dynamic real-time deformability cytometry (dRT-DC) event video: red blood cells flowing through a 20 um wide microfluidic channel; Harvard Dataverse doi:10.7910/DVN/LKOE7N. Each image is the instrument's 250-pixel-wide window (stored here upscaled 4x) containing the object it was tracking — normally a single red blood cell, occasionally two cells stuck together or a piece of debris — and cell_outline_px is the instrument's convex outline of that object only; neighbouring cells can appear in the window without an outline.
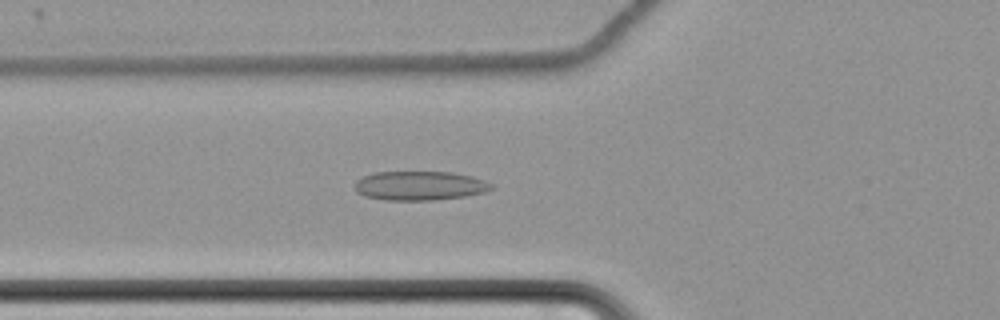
{"species": "common noctule bat (a hibernating species)", "species_latin": "Nyctalus noctula", "temperature_condition": "cold", "stored_images_in_passage": 63, "camera_frame_rate_fps": 3000, "um_per_image_px": 0.085, "animal": {"sex": "female", "body_mass_g": 22.7, "forearm_length_mm": 54.2}, "frame": {"image": 1, "passage_image": 26, "time_ms": 8.333, "image_size_px": [1000, 320], "cell_outline_px": [[496, 184], [492, 188], [484, 192], [464, 196], [432, 200], [384, 200], [364, 196], [356, 192], [356, 180], [364, 176], [376, 172], [452, 172], [472, 176]], "centroid_in_image_um": [35.69, 15.78], "position_along_channel_um": 90.1, "area_um2": 23.18}}
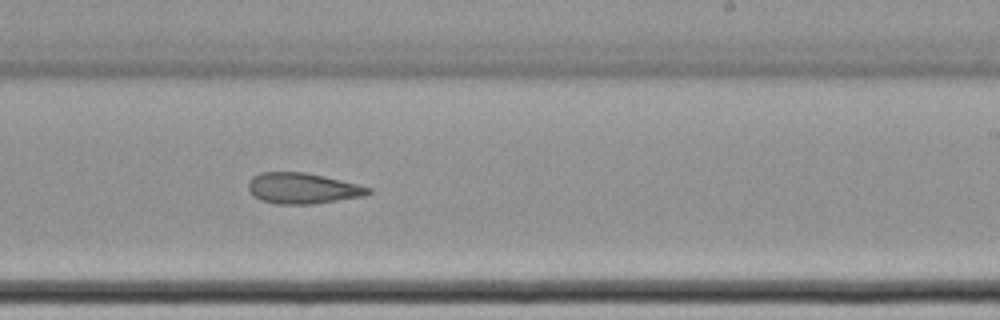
{"frame": {"image": 2, "passage_image": 41, "time_ms": 13.333, "image_size_px": [1000, 320], "cell_outline_px": [[372, 192], [368, 196], [312, 204], [276, 204], [260, 200], [252, 196], [248, 188], [248, 184], [252, 176], [260, 172], [304, 172], [324, 176], [372, 188]], "centroid_in_image_um": [25.72, 16.01], "position_along_channel_um": 263.3, "area_um2": 21.73}}
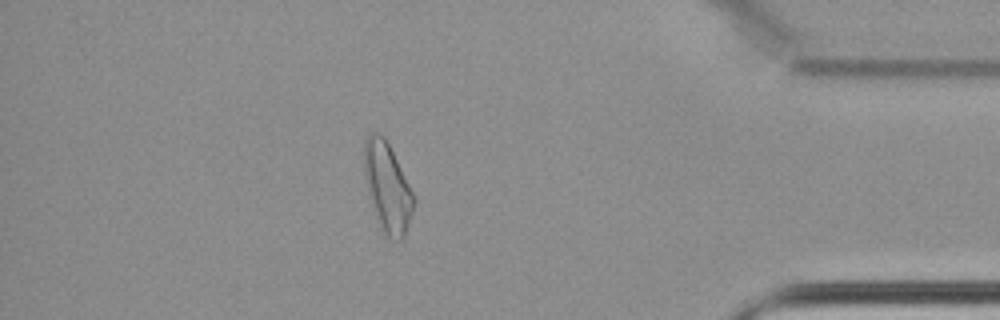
{"frame": {"image": 3, "passage_image": 56, "time_ms": 18.333, "image_size_px": [1000, 320], "cell_outline_px": [[416, 204], [404, 240], [392, 240], [384, 236], [380, 228], [368, 196], [364, 176], [364, 140], [372, 132], [376, 132], [384, 136], [416, 196]], "centroid_in_image_um": [32.95, 15.99], "position_along_channel_um": 402.2, "area_um2": 26.47}, "authors_computed_cell_mechanics": {"area_um2": 25.0852, "velocity_mm_per_s": 3.4662, "shape_relaxation_time_tau1_ms": null, "shape_relaxation_time_tau2_ms": 2.7581, "deformation_change_tau1": null, "deformation_change_tau2": 0.097}}